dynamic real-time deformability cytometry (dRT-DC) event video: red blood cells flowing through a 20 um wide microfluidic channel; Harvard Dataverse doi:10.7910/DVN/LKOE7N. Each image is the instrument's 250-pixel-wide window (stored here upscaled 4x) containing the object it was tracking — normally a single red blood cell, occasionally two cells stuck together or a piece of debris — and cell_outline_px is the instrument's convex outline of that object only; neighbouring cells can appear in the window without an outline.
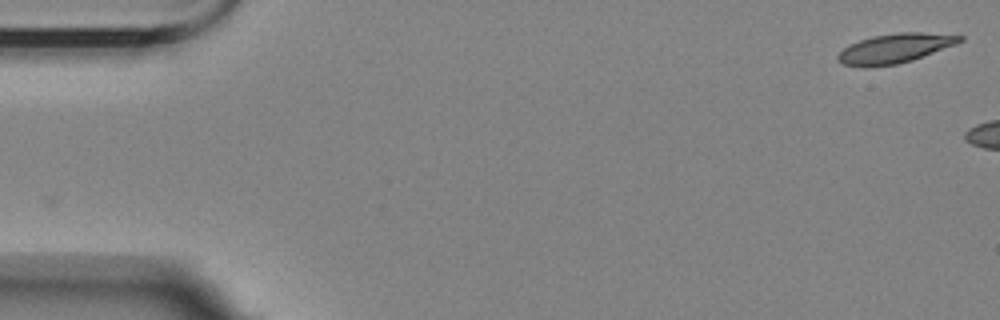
{"species": "Egyptian fruit bat (a non-hibernating species)", "species_latin": "Rousettus aegyptiacus", "temperature_condition": "room temperature", "stored_images_in_passage": 2, "camera_frame_rate_fps": 3000, "um_per_image_px": 0.085, "animal": {"sex": "female"}, "frame": {"image": 1, "passage_image": 2, "time_ms": 1.0, "image_size_px": [1000, 320], "cell_outline_px": [[964, 40], [956, 44], [912, 60], [896, 64], [844, 64], [836, 60], [836, 56], [844, 48], [860, 40], [872, 36], [896, 32], [920, 32], [964, 36]], "centroid_in_image_um": [76.13, 4.06], "position_along_channel_um": 8.9, "area_um2": 20.11}}